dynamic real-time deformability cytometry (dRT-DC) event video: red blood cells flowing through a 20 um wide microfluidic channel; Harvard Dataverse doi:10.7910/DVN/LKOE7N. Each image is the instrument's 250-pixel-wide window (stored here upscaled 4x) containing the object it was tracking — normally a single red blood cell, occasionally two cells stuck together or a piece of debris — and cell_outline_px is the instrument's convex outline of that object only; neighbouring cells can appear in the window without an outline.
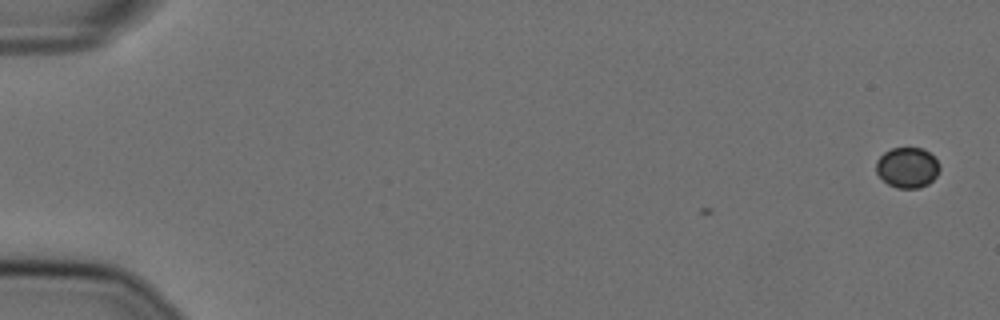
{"species": "Egyptian fruit bat (a non-hibernating species)", "species_latin": "Rousettus aegyptiacus", "temperature_condition": "cold", "stored_images_in_passage": 11, "camera_frame_rate_fps": 3000, "um_per_image_px": 0.085, "animal": {"sex": "female"}, "frame": {"image": 1, "passage_image": 1, "time_ms": 0.0, "image_size_px": [1000, 320], "cell_outline_px": [[940, 168], [936, 176], [928, 184], [920, 188], [896, 188], [888, 184], [876, 172], [876, 160], [884, 152], [892, 148], [924, 148], [936, 160]], "centroid_in_image_um": [77.11, 14.24], "position_along_channel_um": 7.9, "area_um2": 14.91}}